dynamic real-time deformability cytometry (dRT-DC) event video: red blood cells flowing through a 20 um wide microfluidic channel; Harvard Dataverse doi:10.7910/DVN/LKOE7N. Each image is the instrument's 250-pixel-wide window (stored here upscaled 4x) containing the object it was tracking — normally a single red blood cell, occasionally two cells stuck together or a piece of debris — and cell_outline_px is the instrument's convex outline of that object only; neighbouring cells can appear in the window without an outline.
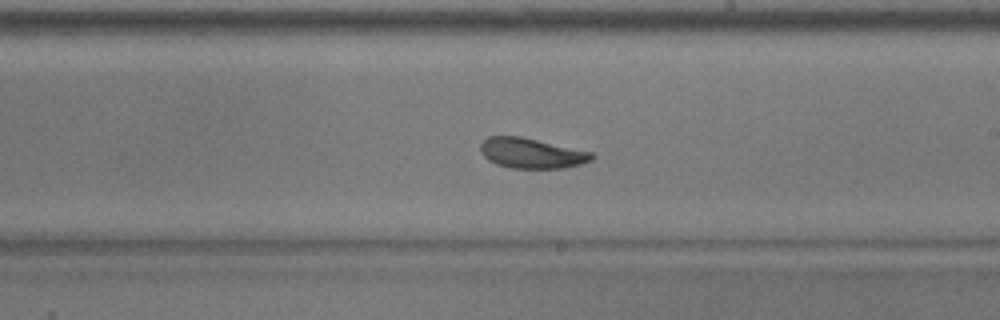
{"species": "common noctule bat (a hibernating species)", "species_latin": "Nyctalus noctula", "temperature_condition": "warm", "stored_images_in_passage": 54, "camera_frame_rate_fps": 3000, "um_per_image_px": 0.085, "animal": {"sex": "male", "body_mass_g": 17.9}, "frame": {"image": 1, "passage_image": 31, "time_ms": 10.0, "image_size_px": [1000, 320], "cell_outline_px": [[596, 156], [592, 160], [580, 164], [564, 168], [512, 168], [496, 164], [488, 160], [480, 152], [480, 144], [488, 136], [520, 136], [592, 152]], "centroid_in_image_um": [45.17, 13.02], "position_along_channel_um": 243.8, "area_um2": 19.59}, "authors_computed_cell_mechanics": {"area_um2": 20.5768, "velocity_mm_per_s": 3.6891, "shape_relaxation_time_tau1_ms": 4.0907, "shape_relaxation_time_tau2_ms": 2.4128, "deformation_change_tau1": 0.1093, "deformation_change_tau2": 0.0815}}